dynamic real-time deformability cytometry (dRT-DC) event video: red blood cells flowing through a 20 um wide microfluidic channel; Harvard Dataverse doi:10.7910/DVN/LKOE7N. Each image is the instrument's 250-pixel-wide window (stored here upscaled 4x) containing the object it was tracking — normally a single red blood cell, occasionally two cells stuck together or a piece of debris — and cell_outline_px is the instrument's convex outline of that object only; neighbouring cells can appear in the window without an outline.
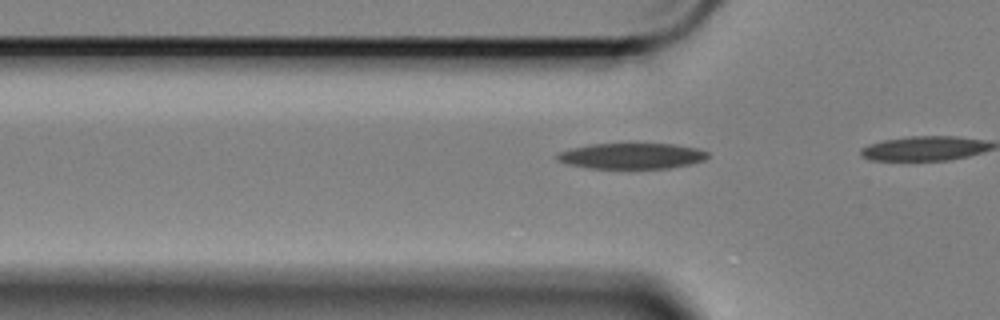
{"species": "Egyptian fruit bat (a non-hibernating species)", "species_latin": "Rousettus aegyptiacus", "temperature_condition": "cold", "stored_images_in_passage": 6, "camera_frame_rate_fps": 3000, "um_per_image_px": 0.085, "animal": {"sex": "female"}, "frame": {"image": 1, "passage_image": 3, "time_ms": 0.667, "image_size_px": [1000, 320], "cell_outline_px": [[708, 156], [704, 160], [688, 164], [668, 168], [628, 172], [588, 168], [568, 164], [560, 160], [556, 156], [560, 152], [572, 148], [592, 144], [672, 144], [696, 148], [708, 152]], "centroid_in_image_um": [53.69, 13.31], "position_along_channel_um": 72.1, "area_um2": 23.35}}